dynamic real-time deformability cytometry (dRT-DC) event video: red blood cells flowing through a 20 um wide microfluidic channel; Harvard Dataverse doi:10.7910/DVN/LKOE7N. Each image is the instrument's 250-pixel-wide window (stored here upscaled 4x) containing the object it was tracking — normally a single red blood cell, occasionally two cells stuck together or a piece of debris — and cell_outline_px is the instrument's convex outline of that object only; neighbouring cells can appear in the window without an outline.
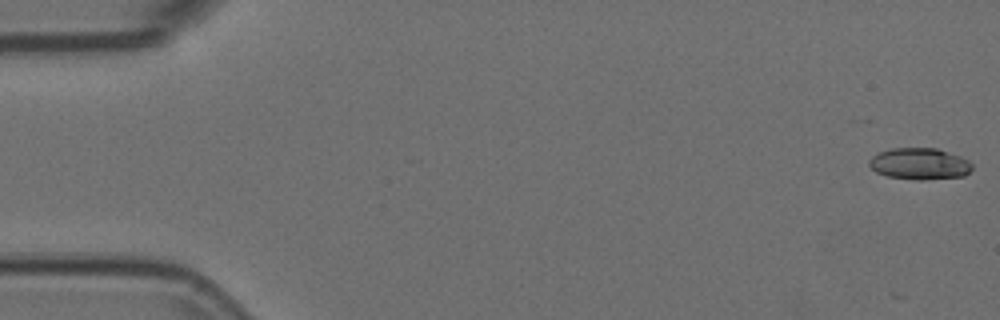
{"species": "Egyptian fruit bat (a non-hibernating species)", "species_latin": "Rousettus aegyptiacus", "temperature_condition": "room temperature", "stored_images_in_passage": 55, "camera_frame_rate_fps": 3000, "um_per_image_px": 0.085, "animal": {"sex": "female"}, "frame": {"image": 1, "passage_image": 1, "time_ms": 0.0, "image_size_px": [1000, 320], "cell_outline_px": [[972, 168], [964, 176], [924, 180], [916, 180], [888, 176], [876, 172], [868, 164], [868, 160], [872, 156], [880, 152], [892, 148], [936, 148], [960, 156], [968, 160], [972, 164]], "centroid_in_image_um": [78.16, 13.92], "position_along_channel_um": 6.8, "area_um2": 18.9}}
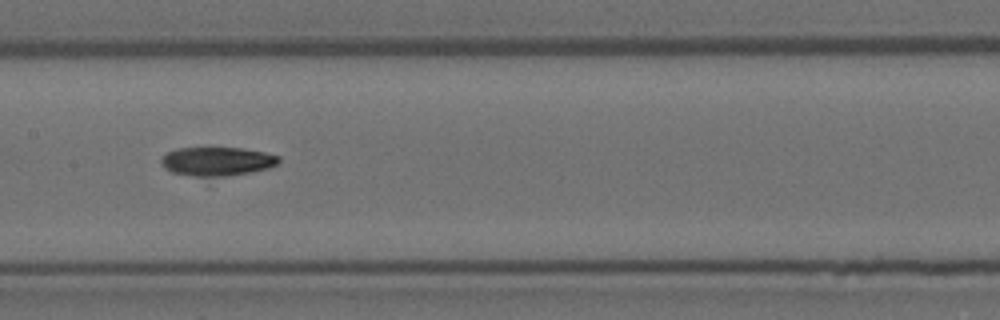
{"frame": {"image": 2, "passage_image": 27, "time_ms": 8.667, "image_size_px": [1000, 320], "cell_outline_px": [[280, 160], [276, 164], [268, 168], [252, 172], [224, 176], [192, 176], [172, 172], [164, 168], [160, 160], [168, 152], [176, 148], [240, 148], [264, 152], [280, 156]], "centroid_in_image_um": [18.45, 13.71], "position_along_channel_um": 189.0, "area_um2": 19.59}}
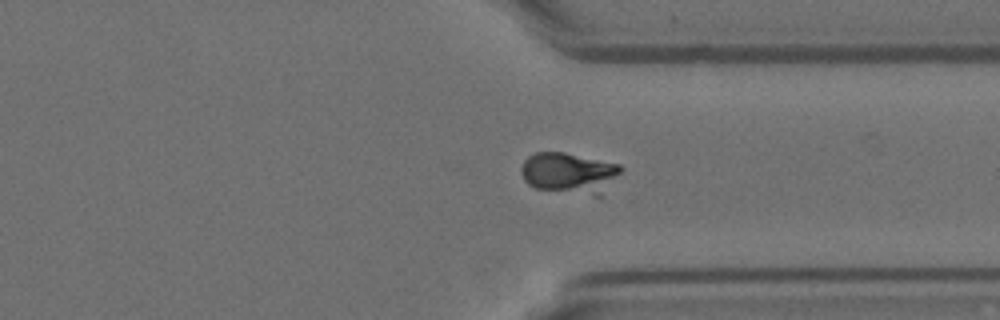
{"frame": {"image": 3, "passage_image": 41, "time_ms": 13.333, "image_size_px": [1000, 320], "cell_outline_px": [[624, 168], [600, 196], [592, 196], [536, 188], [528, 184], [524, 180], [520, 172], [520, 168], [524, 160], [528, 156], [536, 152], [564, 152], [620, 164]], "centroid_in_image_um": [48.38, 14.71], "position_along_channel_um": 363.0, "area_um2": 23.99}}